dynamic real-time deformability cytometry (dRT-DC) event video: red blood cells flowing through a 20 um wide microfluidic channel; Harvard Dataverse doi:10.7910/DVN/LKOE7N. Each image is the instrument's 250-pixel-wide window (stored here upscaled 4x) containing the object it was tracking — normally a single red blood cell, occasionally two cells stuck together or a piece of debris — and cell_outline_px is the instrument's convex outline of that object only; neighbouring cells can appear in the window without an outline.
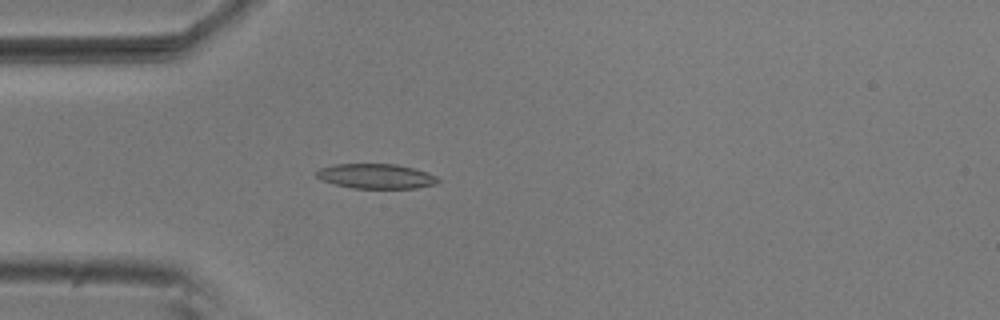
{"species": "common noctule bat (a hibernating species)", "species_latin": "Nyctalus noctula", "temperature_condition": "room temperature", "stored_images_in_passage": 5, "camera_frame_rate_fps": 3000, "um_per_image_px": 0.085, "animal": {"sex": "male", "body_mass_g": 20.5, "forearm_length_mm": 52.5}, "frame": {"image": 1, "passage_image": 5, "time_ms": 1.333, "image_size_px": [1000, 320], "cell_outline_px": [[440, 180], [436, 184], [416, 188], [352, 188], [320, 180], [316, 176], [316, 172], [320, 168], [336, 164], [396, 164], [428, 172], [436, 176]], "centroid_in_image_um": [31.97, 14.98], "position_along_channel_um": 53.0, "area_um2": 17.51}}